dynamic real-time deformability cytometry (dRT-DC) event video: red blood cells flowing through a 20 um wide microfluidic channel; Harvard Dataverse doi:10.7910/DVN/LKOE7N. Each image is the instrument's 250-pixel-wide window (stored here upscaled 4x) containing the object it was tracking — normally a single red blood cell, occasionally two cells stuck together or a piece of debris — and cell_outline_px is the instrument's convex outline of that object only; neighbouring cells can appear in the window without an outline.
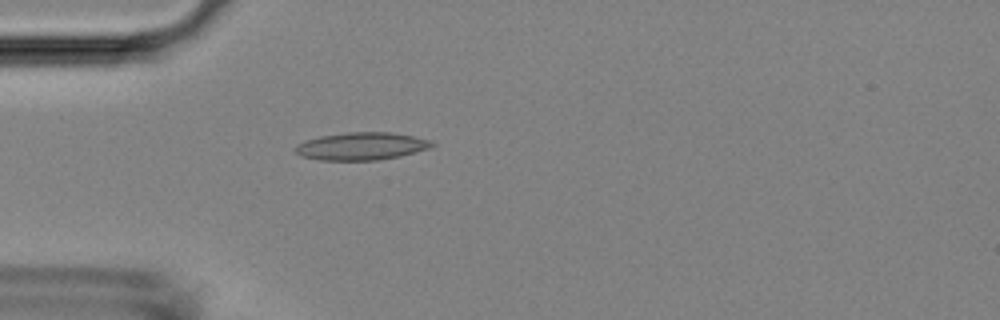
{"species": "Egyptian fruit bat (a non-hibernating species)", "species_latin": "Rousettus aegyptiacus", "temperature_condition": "room temperature", "stored_images_in_passage": 4, "camera_frame_rate_fps": 3000, "um_per_image_px": 0.085, "animal": {"sex": "female"}, "frame": {"image": 1, "passage_image": 4, "time_ms": 3.333, "image_size_px": [1000, 320], "cell_outline_px": [[436, 144], [428, 148], [416, 152], [400, 156], [376, 160], [320, 160], [300, 156], [292, 148], [296, 144], [304, 140], [320, 136], [348, 132], [392, 132], [432, 140]], "centroid_in_image_um": [30.69, 12.42], "position_along_channel_um": 54.3, "area_um2": 22.14}}